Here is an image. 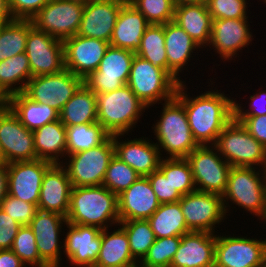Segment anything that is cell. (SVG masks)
Here are the masks:
<instances>
[{
  "label": "cell",
  "instance_id": "48",
  "mask_svg": "<svg viewBox=\"0 0 266 267\" xmlns=\"http://www.w3.org/2000/svg\"><path fill=\"white\" fill-rule=\"evenodd\" d=\"M249 100V102H248ZM245 102V107L240 99H234V117H253L266 115V90H257L253 95L250 94ZM240 102V103H239ZM248 103V104H247ZM246 104L249 106H246ZM248 107V109L246 108ZM245 108V109H244Z\"/></svg>",
  "mask_w": 266,
  "mask_h": 267
},
{
  "label": "cell",
  "instance_id": "33",
  "mask_svg": "<svg viewBox=\"0 0 266 267\" xmlns=\"http://www.w3.org/2000/svg\"><path fill=\"white\" fill-rule=\"evenodd\" d=\"M65 127L97 122V97L84 83L59 112Z\"/></svg>",
  "mask_w": 266,
  "mask_h": 267
},
{
  "label": "cell",
  "instance_id": "11",
  "mask_svg": "<svg viewBox=\"0 0 266 267\" xmlns=\"http://www.w3.org/2000/svg\"><path fill=\"white\" fill-rule=\"evenodd\" d=\"M249 21L248 18L212 19L211 38L206 48L208 53L216 54L223 65L227 62L231 64L233 60L235 62V58H239V54L242 55L243 50L250 44L253 45L254 37L256 38L253 36L254 29H251L249 24L253 21ZM211 50L215 53L210 52Z\"/></svg>",
  "mask_w": 266,
  "mask_h": 267
},
{
  "label": "cell",
  "instance_id": "13",
  "mask_svg": "<svg viewBox=\"0 0 266 267\" xmlns=\"http://www.w3.org/2000/svg\"><path fill=\"white\" fill-rule=\"evenodd\" d=\"M179 202L190 231L216 234L227 219L222 195L195 190L183 195Z\"/></svg>",
  "mask_w": 266,
  "mask_h": 267
},
{
  "label": "cell",
  "instance_id": "2",
  "mask_svg": "<svg viewBox=\"0 0 266 267\" xmlns=\"http://www.w3.org/2000/svg\"><path fill=\"white\" fill-rule=\"evenodd\" d=\"M66 218L70 224L114 227L120 222L118 196L103 185L73 187Z\"/></svg>",
  "mask_w": 266,
  "mask_h": 267
},
{
  "label": "cell",
  "instance_id": "44",
  "mask_svg": "<svg viewBox=\"0 0 266 267\" xmlns=\"http://www.w3.org/2000/svg\"><path fill=\"white\" fill-rule=\"evenodd\" d=\"M150 24H166L174 20V0H128Z\"/></svg>",
  "mask_w": 266,
  "mask_h": 267
},
{
  "label": "cell",
  "instance_id": "31",
  "mask_svg": "<svg viewBox=\"0 0 266 267\" xmlns=\"http://www.w3.org/2000/svg\"><path fill=\"white\" fill-rule=\"evenodd\" d=\"M34 148L40 160L62 164L66 158V127L60 119L33 131Z\"/></svg>",
  "mask_w": 266,
  "mask_h": 267
},
{
  "label": "cell",
  "instance_id": "59",
  "mask_svg": "<svg viewBox=\"0 0 266 267\" xmlns=\"http://www.w3.org/2000/svg\"><path fill=\"white\" fill-rule=\"evenodd\" d=\"M11 20H0V29L3 27V25L6 23V22H9Z\"/></svg>",
  "mask_w": 266,
  "mask_h": 267
},
{
  "label": "cell",
  "instance_id": "7",
  "mask_svg": "<svg viewBox=\"0 0 266 267\" xmlns=\"http://www.w3.org/2000/svg\"><path fill=\"white\" fill-rule=\"evenodd\" d=\"M127 85L150 109L173 98L179 83L166 70L135 54Z\"/></svg>",
  "mask_w": 266,
  "mask_h": 267
},
{
  "label": "cell",
  "instance_id": "15",
  "mask_svg": "<svg viewBox=\"0 0 266 267\" xmlns=\"http://www.w3.org/2000/svg\"><path fill=\"white\" fill-rule=\"evenodd\" d=\"M67 218L56 212L38 210L29 227L36 239L40 258L49 267H63L64 229ZM63 255V257H62Z\"/></svg>",
  "mask_w": 266,
  "mask_h": 267
},
{
  "label": "cell",
  "instance_id": "25",
  "mask_svg": "<svg viewBox=\"0 0 266 267\" xmlns=\"http://www.w3.org/2000/svg\"><path fill=\"white\" fill-rule=\"evenodd\" d=\"M72 188L66 168L62 164H52L42 179L38 210L67 217Z\"/></svg>",
  "mask_w": 266,
  "mask_h": 267
},
{
  "label": "cell",
  "instance_id": "18",
  "mask_svg": "<svg viewBox=\"0 0 266 267\" xmlns=\"http://www.w3.org/2000/svg\"><path fill=\"white\" fill-rule=\"evenodd\" d=\"M64 231L66 232H64L63 253L64 259L67 260L66 264L69 263L71 267H94L101 248L102 229L67 223Z\"/></svg>",
  "mask_w": 266,
  "mask_h": 267
},
{
  "label": "cell",
  "instance_id": "9",
  "mask_svg": "<svg viewBox=\"0 0 266 267\" xmlns=\"http://www.w3.org/2000/svg\"><path fill=\"white\" fill-rule=\"evenodd\" d=\"M216 233L214 267H260L266 256V242L254 234ZM231 233V235L229 234ZM228 234V235H227ZM261 238V239H260Z\"/></svg>",
  "mask_w": 266,
  "mask_h": 267
},
{
  "label": "cell",
  "instance_id": "56",
  "mask_svg": "<svg viewBox=\"0 0 266 267\" xmlns=\"http://www.w3.org/2000/svg\"><path fill=\"white\" fill-rule=\"evenodd\" d=\"M207 0H178V4H206Z\"/></svg>",
  "mask_w": 266,
  "mask_h": 267
},
{
  "label": "cell",
  "instance_id": "28",
  "mask_svg": "<svg viewBox=\"0 0 266 267\" xmlns=\"http://www.w3.org/2000/svg\"><path fill=\"white\" fill-rule=\"evenodd\" d=\"M150 23L129 1L120 9L110 46L136 52Z\"/></svg>",
  "mask_w": 266,
  "mask_h": 267
},
{
  "label": "cell",
  "instance_id": "39",
  "mask_svg": "<svg viewBox=\"0 0 266 267\" xmlns=\"http://www.w3.org/2000/svg\"><path fill=\"white\" fill-rule=\"evenodd\" d=\"M119 225L125 230L130 245L132 257L140 263L155 242V234L145 219L120 221Z\"/></svg>",
  "mask_w": 266,
  "mask_h": 267
},
{
  "label": "cell",
  "instance_id": "49",
  "mask_svg": "<svg viewBox=\"0 0 266 267\" xmlns=\"http://www.w3.org/2000/svg\"><path fill=\"white\" fill-rule=\"evenodd\" d=\"M50 0H8L13 19L31 20Z\"/></svg>",
  "mask_w": 266,
  "mask_h": 267
},
{
  "label": "cell",
  "instance_id": "29",
  "mask_svg": "<svg viewBox=\"0 0 266 267\" xmlns=\"http://www.w3.org/2000/svg\"><path fill=\"white\" fill-rule=\"evenodd\" d=\"M137 263L130 252L128 236L119 224L113 231L112 227L102 229L101 248L94 267H134Z\"/></svg>",
  "mask_w": 266,
  "mask_h": 267
},
{
  "label": "cell",
  "instance_id": "19",
  "mask_svg": "<svg viewBox=\"0 0 266 267\" xmlns=\"http://www.w3.org/2000/svg\"><path fill=\"white\" fill-rule=\"evenodd\" d=\"M0 145L5 163L37 159L33 131L27 129L9 107L0 111Z\"/></svg>",
  "mask_w": 266,
  "mask_h": 267
},
{
  "label": "cell",
  "instance_id": "34",
  "mask_svg": "<svg viewBox=\"0 0 266 267\" xmlns=\"http://www.w3.org/2000/svg\"><path fill=\"white\" fill-rule=\"evenodd\" d=\"M147 221L156 238L182 236L191 232L186 225L179 201L160 204Z\"/></svg>",
  "mask_w": 266,
  "mask_h": 267
},
{
  "label": "cell",
  "instance_id": "45",
  "mask_svg": "<svg viewBox=\"0 0 266 267\" xmlns=\"http://www.w3.org/2000/svg\"><path fill=\"white\" fill-rule=\"evenodd\" d=\"M249 2L250 0H207L206 5L212 19H250Z\"/></svg>",
  "mask_w": 266,
  "mask_h": 267
},
{
  "label": "cell",
  "instance_id": "6",
  "mask_svg": "<svg viewBox=\"0 0 266 267\" xmlns=\"http://www.w3.org/2000/svg\"><path fill=\"white\" fill-rule=\"evenodd\" d=\"M232 167L266 170V148L233 118L213 145Z\"/></svg>",
  "mask_w": 266,
  "mask_h": 267
},
{
  "label": "cell",
  "instance_id": "1",
  "mask_svg": "<svg viewBox=\"0 0 266 267\" xmlns=\"http://www.w3.org/2000/svg\"><path fill=\"white\" fill-rule=\"evenodd\" d=\"M214 79L216 78L207 79L206 84L210 85L206 87L211 86V88L210 90L205 88L204 93L199 91V95L191 96L186 82L178 85L175 94L184 105L192 136L199 146L214 145L222 130L234 118L233 95L225 94L221 89L218 90Z\"/></svg>",
  "mask_w": 266,
  "mask_h": 267
},
{
  "label": "cell",
  "instance_id": "53",
  "mask_svg": "<svg viewBox=\"0 0 266 267\" xmlns=\"http://www.w3.org/2000/svg\"><path fill=\"white\" fill-rule=\"evenodd\" d=\"M8 194V171L7 163H0V206Z\"/></svg>",
  "mask_w": 266,
  "mask_h": 267
},
{
  "label": "cell",
  "instance_id": "24",
  "mask_svg": "<svg viewBox=\"0 0 266 267\" xmlns=\"http://www.w3.org/2000/svg\"><path fill=\"white\" fill-rule=\"evenodd\" d=\"M128 0H87L77 35L110 42L121 7Z\"/></svg>",
  "mask_w": 266,
  "mask_h": 267
},
{
  "label": "cell",
  "instance_id": "41",
  "mask_svg": "<svg viewBox=\"0 0 266 267\" xmlns=\"http://www.w3.org/2000/svg\"><path fill=\"white\" fill-rule=\"evenodd\" d=\"M139 177L133 168L114 155L108 164L102 185L118 196Z\"/></svg>",
  "mask_w": 266,
  "mask_h": 267
},
{
  "label": "cell",
  "instance_id": "50",
  "mask_svg": "<svg viewBox=\"0 0 266 267\" xmlns=\"http://www.w3.org/2000/svg\"><path fill=\"white\" fill-rule=\"evenodd\" d=\"M21 226L0 208V250L11 249L14 238Z\"/></svg>",
  "mask_w": 266,
  "mask_h": 267
},
{
  "label": "cell",
  "instance_id": "60",
  "mask_svg": "<svg viewBox=\"0 0 266 267\" xmlns=\"http://www.w3.org/2000/svg\"><path fill=\"white\" fill-rule=\"evenodd\" d=\"M260 267H266V256H265L264 261L262 262Z\"/></svg>",
  "mask_w": 266,
  "mask_h": 267
},
{
  "label": "cell",
  "instance_id": "20",
  "mask_svg": "<svg viewBox=\"0 0 266 267\" xmlns=\"http://www.w3.org/2000/svg\"><path fill=\"white\" fill-rule=\"evenodd\" d=\"M127 135L130 136L129 134L113 135L114 155L133 168L140 176L147 177L158 170L162 157L154 141L146 135L133 139L126 138Z\"/></svg>",
  "mask_w": 266,
  "mask_h": 267
},
{
  "label": "cell",
  "instance_id": "36",
  "mask_svg": "<svg viewBox=\"0 0 266 267\" xmlns=\"http://www.w3.org/2000/svg\"><path fill=\"white\" fill-rule=\"evenodd\" d=\"M109 136L98 122L66 127V156L97 147Z\"/></svg>",
  "mask_w": 266,
  "mask_h": 267
},
{
  "label": "cell",
  "instance_id": "55",
  "mask_svg": "<svg viewBox=\"0 0 266 267\" xmlns=\"http://www.w3.org/2000/svg\"><path fill=\"white\" fill-rule=\"evenodd\" d=\"M9 97L0 88V111L8 108Z\"/></svg>",
  "mask_w": 266,
  "mask_h": 267
},
{
  "label": "cell",
  "instance_id": "12",
  "mask_svg": "<svg viewBox=\"0 0 266 267\" xmlns=\"http://www.w3.org/2000/svg\"><path fill=\"white\" fill-rule=\"evenodd\" d=\"M198 191L222 195L231 165L213 145L198 146L187 157Z\"/></svg>",
  "mask_w": 266,
  "mask_h": 267
},
{
  "label": "cell",
  "instance_id": "61",
  "mask_svg": "<svg viewBox=\"0 0 266 267\" xmlns=\"http://www.w3.org/2000/svg\"><path fill=\"white\" fill-rule=\"evenodd\" d=\"M135 267H147V266H144V265H142V264H140V263H137V264L135 265Z\"/></svg>",
  "mask_w": 266,
  "mask_h": 267
},
{
  "label": "cell",
  "instance_id": "22",
  "mask_svg": "<svg viewBox=\"0 0 266 267\" xmlns=\"http://www.w3.org/2000/svg\"><path fill=\"white\" fill-rule=\"evenodd\" d=\"M109 42L74 35L63 40L65 68L82 79L98 69Z\"/></svg>",
  "mask_w": 266,
  "mask_h": 267
},
{
  "label": "cell",
  "instance_id": "38",
  "mask_svg": "<svg viewBox=\"0 0 266 267\" xmlns=\"http://www.w3.org/2000/svg\"><path fill=\"white\" fill-rule=\"evenodd\" d=\"M135 54L167 71L164 24H150Z\"/></svg>",
  "mask_w": 266,
  "mask_h": 267
},
{
  "label": "cell",
  "instance_id": "51",
  "mask_svg": "<svg viewBox=\"0 0 266 267\" xmlns=\"http://www.w3.org/2000/svg\"><path fill=\"white\" fill-rule=\"evenodd\" d=\"M246 130L266 148V115L253 117H234Z\"/></svg>",
  "mask_w": 266,
  "mask_h": 267
},
{
  "label": "cell",
  "instance_id": "35",
  "mask_svg": "<svg viewBox=\"0 0 266 267\" xmlns=\"http://www.w3.org/2000/svg\"><path fill=\"white\" fill-rule=\"evenodd\" d=\"M32 78L26 53L0 61V88L9 97L23 92Z\"/></svg>",
  "mask_w": 266,
  "mask_h": 267
},
{
  "label": "cell",
  "instance_id": "58",
  "mask_svg": "<svg viewBox=\"0 0 266 267\" xmlns=\"http://www.w3.org/2000/svg\"><path fill=\"white\" fill-rule=\"evenodd\" d=\"M5 160H4V156H3V151H2V148H1V145H0V163H4Z\"/></svg>",
  "mask_w": 266,
  "mask_h": 267
},
{
  "label": "cell",
  "instance_id": "27",
  "mask_svg": "<svg viewBox=\"0 0 266 267\" xmlns=\"http://www.w3.org/2000/svg\"><path fill=\"white\" fill-rule=\"evenodd\" d=\"M216 234L191 231L181 236L170 267H214Z\"/></svg>",
  "mask_w": 266,
  "mask_h": 267
},
{
  "label": "cell",
  "instance_id": "57",
  "mask_svg": "<svg viewBox=\"0 0 266 267\" xmlns=\"http://www.w3.org/2000/svg\"><path fill=\"white\" fill-rule=\"evenodd\" d=\"M257 220H261L260 222H259V224L261 223V225H260V227L261 226H263V228H264V226L266 227V207H265V210H264V212H263V214H262V216L259 218V219H257ZM263 221V222H262ZM262 223H263V225H262ZM264 235V237L266 236V234H263ZM263 237V239H264V241L266 242V238H264Z\"/></svg>",
  "mask_w": 266,
  "mask_h": 267
},
{
  "label": "cell",
  "instance_id": "21",
  "mask_svg": "<svg viewBox=\"0 0 266 267\" xmlns=\"http://www.w3.org/2000/svg\"><path fill=\"white\" fill-rule=\"evenodd\" d=\"M164 37L167 55V72L179 84L187 82V80L181 78L184 77V70L189 72L187 69L189 67L188 63L191 62L190 65L194 66L195 63L192 61L194 59H196L195 62L199 60L198 53H203V49L174 21L164 24Z\"/></svg>",
  "mask_w": 266,
  "mask_h": 267
},
{
  "label": "cell",
  "instance_id": "16",
  "mask_svg": "<svg viewBox=\"0 0 266 267\" xmlns=\"http://www.w3.org/2000/svg\"><path fill=\"white\" fill-rule=\"evenodd\" d=\"M135 52L110 46L106 49L97 70L83 83L95 94L107 93L127 84Z\"/></svg>",
  "mask_w": 266,
  "mask_h": 267
},
{
  "label": "cell",
  "instance_id": "17",
  "mask_svg": "<svg viewBox=\"0 0 266 267\" xmlns=\"http://www.w3.org/2000/svg\"><path fill=\"white\" fill-rule=\"evenodd\" d=\"M25 53L32 77L55 74L65 68L63 41L34 27L28 33Z\"/></svg>",
  "mask_w": 266,
  "mask_h": 267
},
{
  "label": "cell",
  "instance_id": "32",
  "mask_svg": "<svg viewBox=\"0 0 266 267\" xmlns=\"http://www.w3.org/2000/svg\"><path fill=\"white\" fill-rule=\"evenodd\" d=\"M8 107L29 130L59 120V112L47 104L33 101L23 92L9 96Z\"/></svg>",
  "mask_w": 266,
  "mask_h": 267
},
{
  "label": "cell",
  "instance_id": "26",
  "mask_svg": "<svg viewBox=\"0 0 266 267\" xmlns=\"http://www.w3.org/2000/svg\"><path fill=\"white\" fill-rule=\"evenodd\" d=\"M160 206L148 177L140 176L118 195L120 221L147 220Z\"/></svg>",
  "mask_w": 266,
  "mask_h": 267
},
{
  "label": "cell",
  "instance_id": "40",
  "mask_svg": "<svg viewBox=\"0 0 266 267\" xmlns=\"http://www.w3.org/2000/svg\"><path fill=\"white\" fill-rule=\"evenodd\" d=\"M159 170L182 196L197 190L186 158H162Z\"/></svg>",
  "mask_w": 266,
  "mask_h": 267
},
{
  "label": "cell",
  "instance_id": "4",
  "mask_svg": "<svg viewBox=\"0 0 266 267\" xmlns=\"http://www.w3.org/2000/svg\"><path fill=\"white\" fill-rule=\"evenodd\" d=\"M222 201L227 218L239 208L243 214L244 212L250 213L251 216L259 219L266 207V170L231 167Z\"/></svg>",
  "mask_w": 266,
  "mask_h": 267
},
{
  "label": "cell",
  "instance_id": "3",
  "mask_svg": "<svg viewBox=\"0 0 266 267\" xmlns=\"http://www.w3.org/2000/svg\"><path fill=\"white\" fill-rule=\"evenodd\" d=\"M161 105L159 120L151 126L153 141L162 158H186L199 145L192 136L184 105L176 96Z\"/></svg>",
  "mask_w": 266,
  "mask_h": 267
},
{
  "label": "cell",
  "instance_id": "52",
  "mask_svg": "<svg viewBox=\"0 0 266 267\" xmlns=\"http://www.w3.org/2000/svg\"><path fill=\"white\" fill-rule=\"evenodd\" d=\"M0 267H27L11 250H0Z\"/></svg>",
  "mask_w": 266,
  "mask_h": 267
},
{
  "label": "cell",
  "instance_id": "54",
  "mask_svg": "<svg viewBox=\"0 0 266 267\" xmlns=\"http://www.w3.org/2000/svg\"><path fill=\"white\" fill-rule=\"evenodd\" d=\"M8 0H0V20H12Z\"/></svg>",
  "mask_w": 266,
  "mask_h": 267
},
{
  "label": "cell",
  "instance_id": "37",
  "mask_svg": "<svg viewBox=\"0 0 266 267\" xmlns=\"http://www.w3.org/2000/svg\"><path fill=\"white\" fill-rule=\"evenodd\" d=\"M33 28L30 20L12 19L0 29V61L26 51V39Z\"/></svg>",
  "mask_w": 266,
  "mask_h": 267
},
{
  "label": "cell",
  "instance_id": "8",
  "mask_svg": "<svg viewBox=\"0 0 266 267\" xmlns=\"http://www.w3.org/2000/svg\"><path fill=\"white\" fill-rule=\"evenodd\" d=\"M113 156V135H110L97 147L66 156L62 165L73 187L99 186Z\"/></svg>",
  "mask_w": 266,
  "mask_h": 267
},
{
  "label": "cell",
  "instance_id": "46",
  "mask_svg": "<svg viewBox=\"0 0 266 267\" xmlns=\"http://www.w3.org/2000/svg\"><path fill=\"white\" fill-rule=\"evenodd\" d=\"M0 208L21 225H29L38 211L35 204L22 201L9 194L3 199Z\"/></svg>",
  "mask_w": 266,
  "mask_h": 267
},
{
  "label": "cell",
  "instance_id": "43",
  "mask_svg": "<svg viewBox=\"0 0 266 267\" xmlns=\"http://www.w3.org/2000/svg\"><path fill=\"white\" fill-rule=\"evenodd\" d=\"M180 242L181 236L156 238L140 264L147 267H170Z\"/></svg>",
  "mask_w": 266,
  "mask_h": 267
},
{
  "label": "cell",
  "instance_id": "14",
  "mask_svg": "<svg viewBox=\"0 0 266 267\" xmlns=\"http://www.w3.org/2000/svg\"><path fill=\"white\" fill-rule=\"evenodd\" d=\"M82 84L81 77L64 68L55 74L32 77L23 93L33 101L60 112Z\"/></svg>",
  "mask_w": 266,
  "mask_h": 267
},
{
  "label": "cell",
  "instance_id": "10",
  "mask_svg": "<svg viewBox=\"0 0 266 267\" xmlns=\"http://www.w3.org/2000/svg\"><path fill=\"white\" fill-rule=\"evenodd\" d=\"M84 6L82 0H50L30 21L34 28L63 41L78 33Z\"/></svg>",
  "mask_w": 266,
  "mask_h": 267
},
{
  "label": "cell",
  "instance_id": "23",
  "mask_svg": "<svg viewBox=\"0 0 266 267\" xmlns=\"http://www.w3.org/2000/svg\"><path fill=\"white\" fill-rule=\"evenodd\" d=\"M52 163L35 159L7 163L8 194L37 206L42 179Z\"/></svg>",
  "mask_w": 266,
  "mask_h": 267
},
{
  "label": "cell",
  "instance_id": "30",
  "mask_svg": "<svg viewBox=\"0 0 266 267\" xmlns=\"http://www.w3.org/2000/svg\"><path fill=\"white\" fill-rule=\"evenodd\" d=\"M202 48L206 50L210 38L212 17L206 4L175 5L174 20Z\"/></svg>",
  "mask_w": 266,
  "mask_h": 267
},
{
  "label": "cell",
  "instance_id": "5",
  "mask_svg": "<svg viewBox=\"0 0 266 267\" xmlns=\"http://www.w3.org/2000/svg\"><path fill=\"white\" fill-rule=\"evenodd\" d=\"M97 122L110 134H129L137 128L148 108L126 84L111 92L96 94Z\"/></svg>",
  "mask_w": 266,
  "mask_h": 267
},
{
  "label": "cell",
  "instance_id": "47",
  "mask_svg": "<svg viewBox=\"0 0 266 267\" xmlns=\"http://www.w3.org/2000/svg\"><path fill=\"white\" fill-rule=\"evenodd\" d=\"M160 204L178 202L182 195L158 169L147 176Z\"/></svg>",
  "mask_w": 266,
  "mask_h": 267
},
{
  "label": "cell",
  "instance_id": "42",
  "mask_svg": "<svg viewBox=\"0 0 266 267\" xmlns=\"http://www.w3.org/2000/svg\"><path fill=\"white\" fill-rule=\"evenodd\" d=\"M11 250L27 267H49L37 250L36 239L29 225H22L14 238Z\"/></svg>",
  "mask_w": 266,
  "mask_h": 267
}]
</instances>
